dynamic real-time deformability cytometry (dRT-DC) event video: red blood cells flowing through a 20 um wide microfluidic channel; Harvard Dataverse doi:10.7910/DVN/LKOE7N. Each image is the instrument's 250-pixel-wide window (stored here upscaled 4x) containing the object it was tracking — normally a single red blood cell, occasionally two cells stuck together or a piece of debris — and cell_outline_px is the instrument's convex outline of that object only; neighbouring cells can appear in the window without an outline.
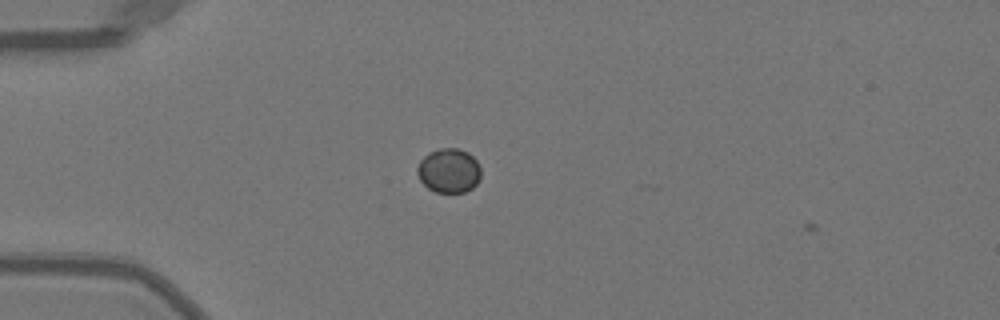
{"species": "Egyptian fruit bat (a non-hibernating species)", "species_latin": "Rousettus aegyptiacus", "temperature_condition": "warm", "stored_images_in_passage": 7, "camera_frame_rate_fps": 3000, "um_per_image_px": 0.085, "animal": {"sex": "female"}, "frame": {"image": 1, "passage_image": 5, "time_ms": 1.333, "image_size_px": [1000, 320], "cell_outline_px": [[480, 180], [472, 188], [464, 192], [436, 192], [428, 188], [420, 180], [416, 172], [416, 168], [420, 160], [428, 152], [440, 148], [456, 148], [468, 152], [480, 164]], "centroid_in_image_um": [38.15, 14.49], "position_along_channel_um": 46.9, "area_um2": 16.59}}